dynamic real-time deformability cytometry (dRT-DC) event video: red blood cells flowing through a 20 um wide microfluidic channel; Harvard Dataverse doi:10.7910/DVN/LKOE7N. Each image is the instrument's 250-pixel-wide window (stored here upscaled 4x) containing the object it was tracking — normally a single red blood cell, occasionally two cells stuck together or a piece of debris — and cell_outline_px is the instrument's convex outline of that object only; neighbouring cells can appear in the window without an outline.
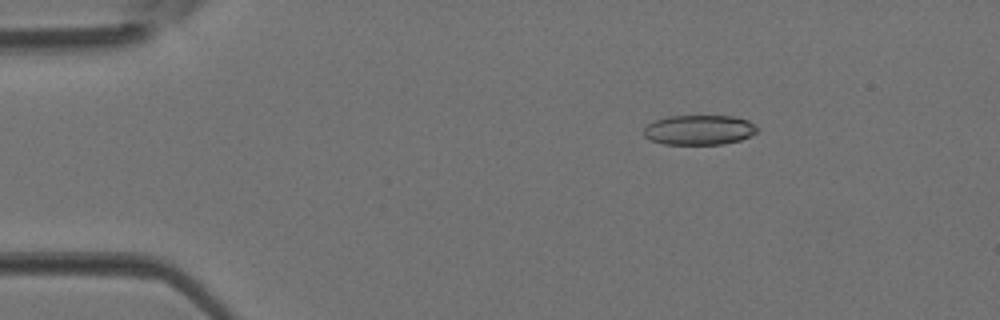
{"species": "Egyptian fruit bat (a non-hibernating species)", "species_latin": "Rousettus aegyptiacus", "temperature_condition": "room temperature", "stored_images_in_passage": 4, "camera_frame_rate_fps": 3000, "um_per_image_px": 0.085, "animal": {"sex": "female"}, "frame": {"image": 1, "passage_image": 2, "time_ms": 0.333, "image_size_px": [1000, 320], "cell_outline_px": [[760, 128], [756, 132], [740, 140], [724, 144], [664, 144], [652, 140], [644, 136], [644, 128], [648, 124], [656, 120], [668, 116], [732, 116], [748, 120]], "centroid_in_image_um": [59.44, 11.04], "position_along_channel_um": 25.6, "area_um2": 19.65}}
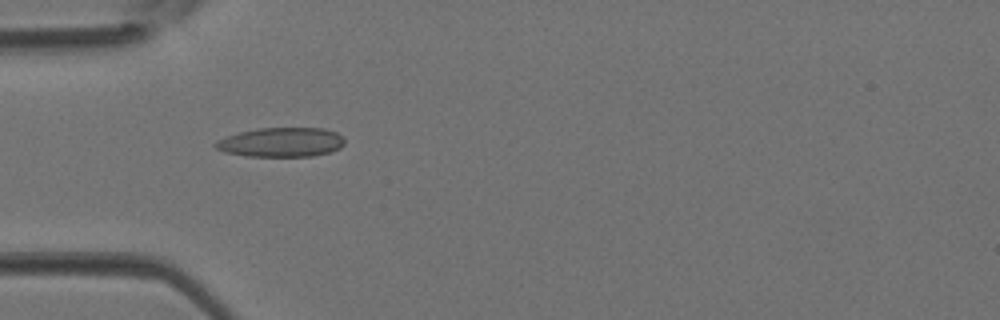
{"frame": {"image": 2, "passage_image": 4, "time_ms": 1.0, "image_size_px": [1000, 320], "cell_outline_px": [[344, 144], [340, 148], [328, 152], [312, 156], [248, 156], [224, 152], [216, 148], [212, 144], [216, 140], [240, 132], [256, 128], [324, 128], [336, 132], [344, 136]], "centroid_in_image_um": [23.9, 12.08], "position_along_channel_um": 61.1, "area_um2": 22.14}}